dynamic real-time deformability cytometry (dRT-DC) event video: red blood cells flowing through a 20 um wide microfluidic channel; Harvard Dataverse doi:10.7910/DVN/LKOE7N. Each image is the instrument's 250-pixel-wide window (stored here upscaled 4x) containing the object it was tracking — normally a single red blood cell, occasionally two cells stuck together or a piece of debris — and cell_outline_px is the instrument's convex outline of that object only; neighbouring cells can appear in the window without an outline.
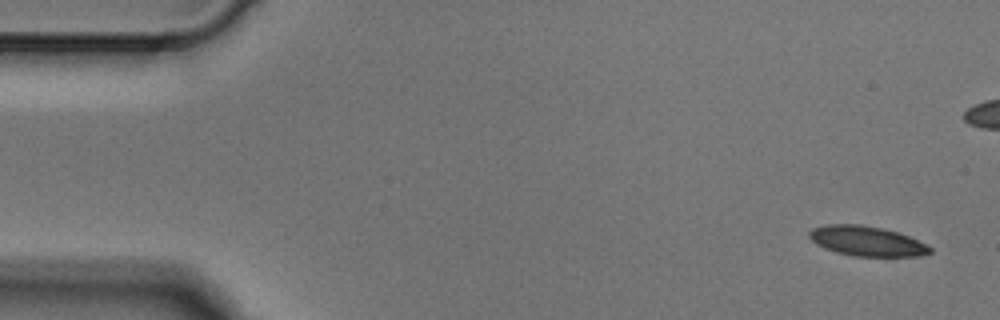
{"species": "Egyptian fruit bat (a non-hibernating species)", "species_latin": "Rousettus aegyptiacus", "temperature_condition": "cold", "stored_images_in_passage": 5, "camera_frame_rate_fps": 3000, "um_per_image_px": 0.085, "animal": {"sex": "male"}, "frame": {"image": 1, "passage_image": 1, "time_ms": 0.0, "image_size_px": [1000, 320], "cell_outline_px": [[932, 252], [916, 256], [856, 256], [836, 252], [824, 248], [816, 244], [808, 236], [808, 232], [812, 228], [828, 224], [860, 224], [880, 228], [896, 232], [908, 236], [932, 248]], "centroid_in_image_um": [73.62, 20.49], "position_along_channel_um": 11.4, "area_um2": 20.75}}
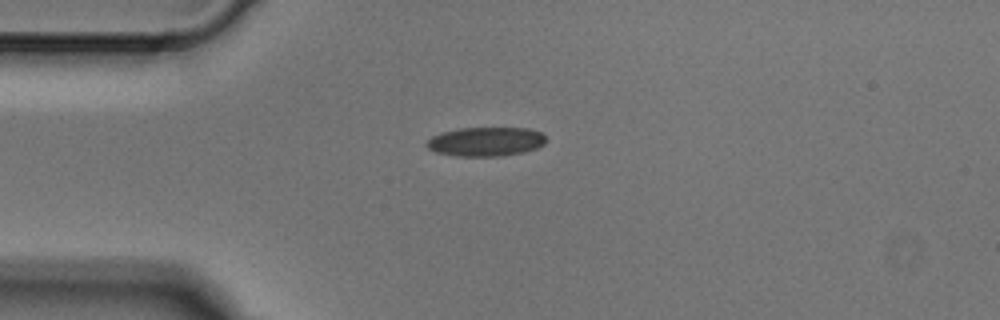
{"frame": {"image": 2, "passage_image": 5, "time_ms": 1.333, "image_size_px": [1000, 320], "cell_outline_px": [[544, 144], [536, 148], [524, 152], [500, 156], [456, 156], [436, 152], [428, 148], [424, 144], [432, 136], [444, 132], [460, 128], [528, 128], [540, 132], [544, 136]], "centroid_in_image_um": [41.27, 12.04], "position_along_channel_um": 43.7, "area_um2": 20.11}}